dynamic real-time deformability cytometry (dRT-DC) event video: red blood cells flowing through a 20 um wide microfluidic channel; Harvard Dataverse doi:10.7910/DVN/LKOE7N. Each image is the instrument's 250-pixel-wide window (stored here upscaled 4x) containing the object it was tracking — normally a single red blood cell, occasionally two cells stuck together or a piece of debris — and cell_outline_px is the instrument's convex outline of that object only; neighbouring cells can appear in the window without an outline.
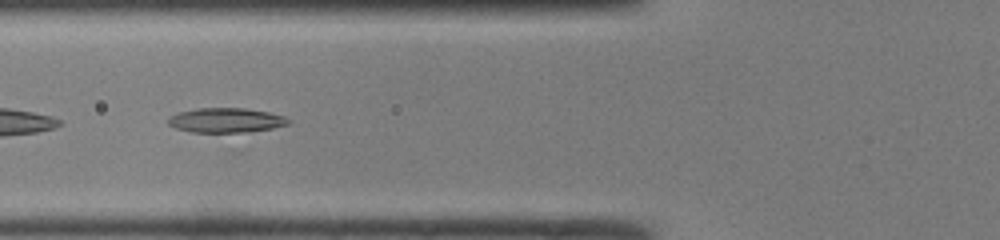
{"species": "common noctule bat (a hibernating species)", "species_latin": "Nyctalus noctula", "temperature_condition": "room temperature", "stored_images_in_passage": 25, "camera_frame_rate_fps": 3000, "um_per_image_px": 0.085, "animal": {"sex": "male", "body_mass_g": 19.0, "forearm_length_mm": 50.8}, "frame": {"image": 1, "passage_image": 4, "time_ms": 1.0, "image_size_px": [1000, 240], "cell_outline_px": [[292, 120], [288, 124], [272, 128], [252, 132], [192, 132], [176, 128], [168, 124], [168, 120], [172, 116], [180, 112], [196, 108], [244, 108], [268, 112], [284, 116]], "centroid_in_image_um": [19.25, 10.22], "position_along_channel_um": 106.6, "area_um2": 17.17}}
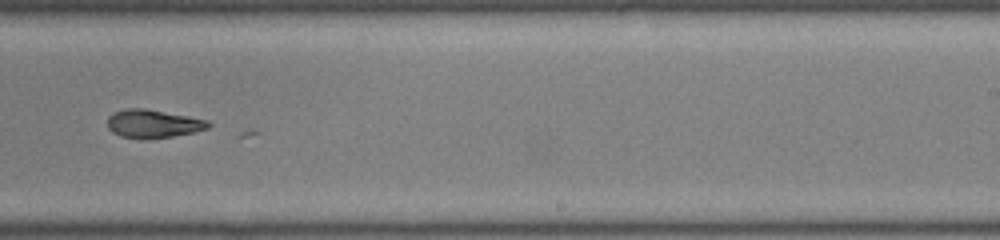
{"frame": {"image": 2, "passage_image": 16, "time_ms": 5.0, "image_size_px": [1000, 240], "cell_outline_px": [[212, 124], [208, 128], [192, 132], [172, 136], [120, 136], [112, 132], [108, 128], [108, 116], [112, 112], [128, 108], [144, 108], [188, 116], [208, 120]], "centroid_in_image_um": [13.01, 10.46], "position_along_channel_um": 276.0, "area_um2": 15.95}}